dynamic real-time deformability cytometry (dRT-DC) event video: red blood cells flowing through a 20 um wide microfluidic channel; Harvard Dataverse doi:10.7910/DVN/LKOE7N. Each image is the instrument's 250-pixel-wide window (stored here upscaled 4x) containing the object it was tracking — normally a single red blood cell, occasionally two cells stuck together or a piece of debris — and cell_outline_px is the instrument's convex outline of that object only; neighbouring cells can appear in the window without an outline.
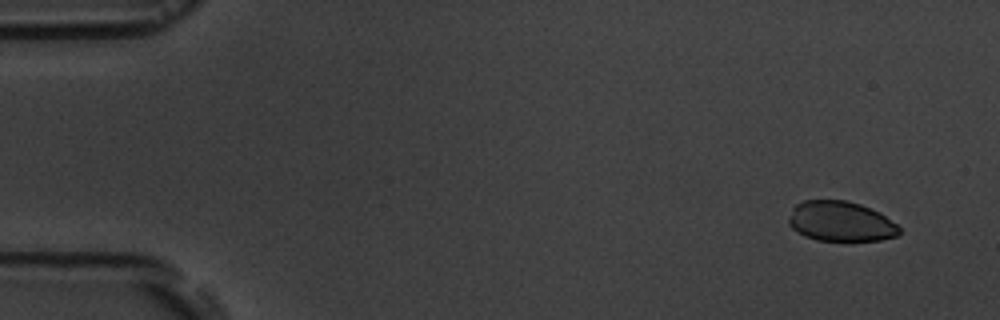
{"species": "common noctule bat (a hibernating species)", "species_latin": "Nyctalus noctula", "temperature_condition": "room temperature", "stored_images_in_passage": 7, "camera_frame_rate_fps": 3000, "um_per_image_px": 0.085, "animal": {"sex": "male", "body_mass_g": 19.5, "forearm_length_mm": 54.6}, "frame": {"image": 1, "passage_image": 1, "time_ms": 0.0, "image_size_px": [1000, 320], "cell_outline_px": [[900, 232], [896, 236], [880, 240], [816, 240], [804, 236], [792, 228], [788, 224], [788, 220], [792, 208], [796, 204], [804, 200], [844, 200], [860, 204], [880, 212], [896, 224], [900, 228]], "centroid_in_image_um": [71.44, 18.81], "position_along_channel_um": 13.6, "area_um2": 25.78}}
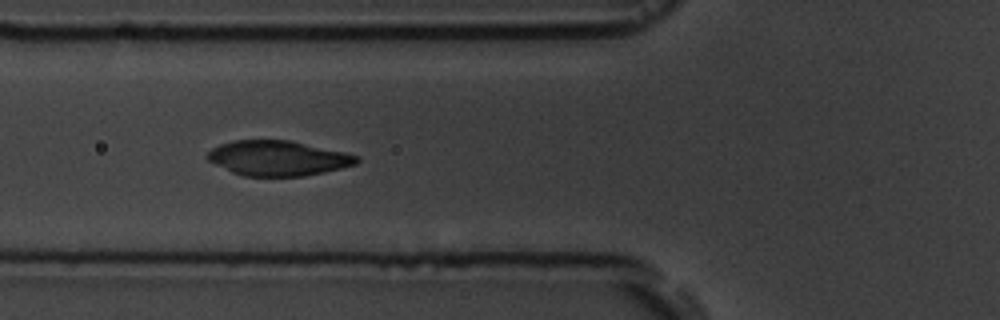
{"frame": {"image": 2, "passage_image": 6, "time_ms": 5.667, "image_size_px": [1000, 320], "cell_outline_px": [[360, 160], [356, 164], [324, 172], [304, 176], [244, 176], [232, 172], [208, 160], [204, 156], [212, 148], [220, 144], [232, 140], [288, 140], [344, 152], [360, 156]], "centroid_in_image_um": [23.61, 13.44], "position_along_channel_um": 102.2, "area_um2": 30.35}}
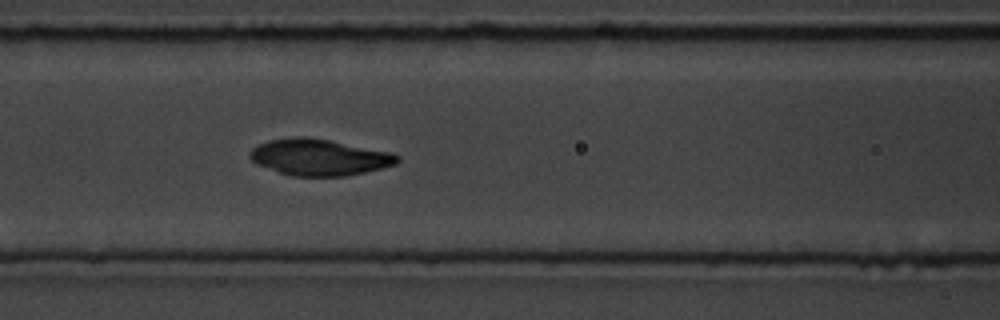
{"frame": {"image": 3, "passage_image": 7, "time_ms": 6.667, "image_size_px": [1000, 320], "cell_outline_px": [[400, 160], [396, 164], [364, 172], [344, 176], [292, 176], [256, 164], [248, 156], [248, 152], [252, 148], [268, 140], [296, 136], [308, 136], [392, 152], [400, 156]], "centroid_in_image_um": [27.12, 13.35], "position_along_channel_um": 139.5, "area_um2": 31.27}}